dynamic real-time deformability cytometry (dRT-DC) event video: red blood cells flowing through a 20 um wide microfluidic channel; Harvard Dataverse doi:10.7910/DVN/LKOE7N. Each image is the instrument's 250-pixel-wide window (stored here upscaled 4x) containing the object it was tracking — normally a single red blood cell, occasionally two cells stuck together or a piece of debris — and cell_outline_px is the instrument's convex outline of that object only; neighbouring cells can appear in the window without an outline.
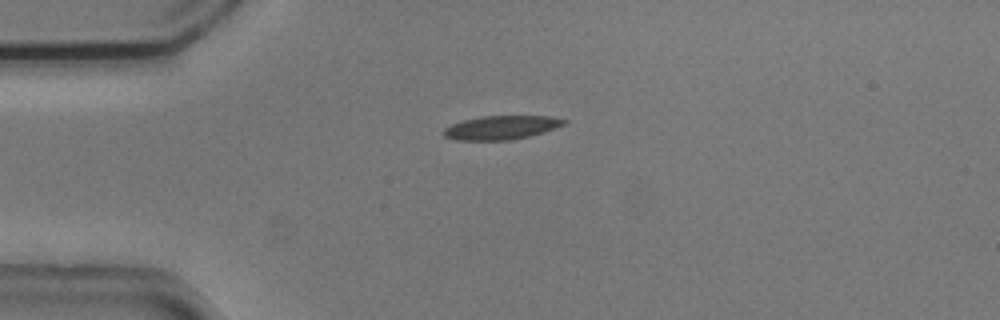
{"species": "common noctule bat (a hibernating species)", "species_latin": "Nyctalus noctula", "temperature_condition": "cold", "stored_images_in_passage": 42, "camera_frame_rate_fps": 3000, "um_per_image_px": 0.085, "animal": {"sex": "male", "body_mass_g": 20.5, "forearm_length_mm": 52.5}, "frame": {"image": 1, "passage_image": 1, "time_ms": 0.0, "image_size_px": [1000, 320], "cell_outline_px": [[568, 120], [564, 124], [556, 128], [544, 132], [528, 136], [508, 140], [456, 140], [444, 136], [444, 128], [452, 124], [464, 120], [484, 116], [548, 116]], "centroid_in_image_um": [42.62, 10.84], "position_along_channel_um": 42.4, "area_um2": 16.47}}
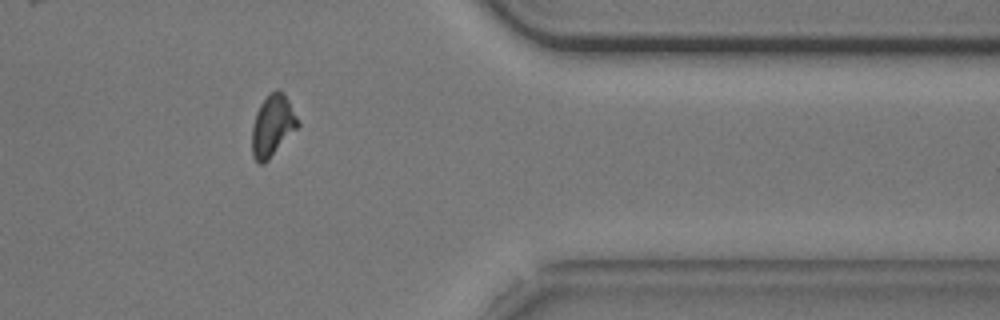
{"frame": {"image": 2, "passage_image": 32, "time_ms": 10.333, "image_size_px": [1000, 320], "cell_outline_px": [[300, 124], [268, 160], [264, 164], [256, 164], [252, 156], [252, 128], [256, 112], [260, 104], [268, 92], [276, 88], [284, 92], [300, 120]], "centroid_in_image_um": [23.16, 10.65], "position_along_channel_um": 388.2, "area_um2": 16.7}}
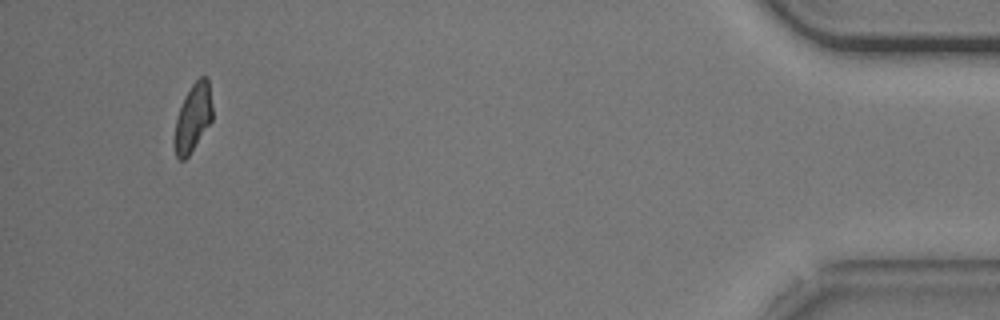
{"frame": {"image": 3, "passage_image": 39, "time_ms": 12.667, "image_size_px": [1000, 320], "cell_outline_px": [[212, 120], [188, 156], [184, 160], [176, 160], [172, 140], [176, 116], [184, 96], [192, 84], [200, 76], [208, 76], [212, 104]], "centroid_in_image_um": [16.36, 10.02], "position_along_channel_um": 418.8, "area_um2": 15.43}, "authors_computed_cell_mechanics": {"area_um2": 16.7042, "velocity_mm_per_s": 3.723, "shape_relaxation_time_tau1_ms": 2.6431, "shape_relaxation_time_tau2_ms": null, "deformation_change_tau1": 0.1271, "deformation_change_tau2": null}}